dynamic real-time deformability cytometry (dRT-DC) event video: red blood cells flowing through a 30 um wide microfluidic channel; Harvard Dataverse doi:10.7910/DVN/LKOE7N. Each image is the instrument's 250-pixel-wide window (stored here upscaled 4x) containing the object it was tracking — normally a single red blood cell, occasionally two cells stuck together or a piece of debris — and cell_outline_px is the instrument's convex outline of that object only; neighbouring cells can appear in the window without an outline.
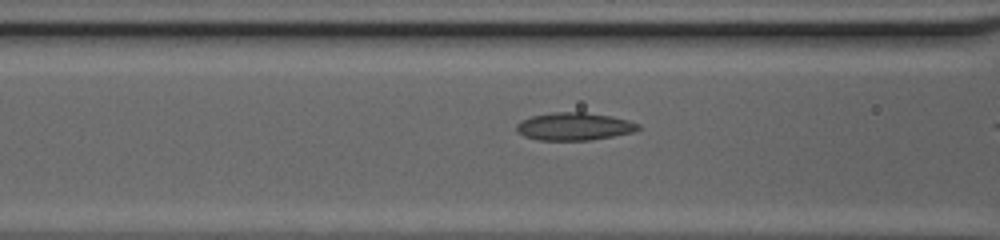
{"species": "common noctule bat (a hibernating species)", "species_latin": "Nyctalus noctula", "temperature_condition": "cold", "stored_images_in_passage": 4, "camera_frame_rate_fps": 3000, "um_per_image_px": 0.085, "animal": {"sex": "female", "body_mass_g": 20.0, "forearm_length_mm": 54.0}, "frame": {"image": 1, "passage_image": 3, "time_ms": 0.667, "image_size_px": [1000, 240], "cell_outline_px": [[640, 128], [632, 132], [592, 140], [540, 140], [524, 136], [516, 132], [516, 124], [520, 120], [532, 116], [552, 112], [584, 112], [612, 116], [628, 120], [640, 124]], "centroid_in_image_um": [48.78, 10.74], "position_along_channel_um": 117.8, "area_um2": 19.71}}